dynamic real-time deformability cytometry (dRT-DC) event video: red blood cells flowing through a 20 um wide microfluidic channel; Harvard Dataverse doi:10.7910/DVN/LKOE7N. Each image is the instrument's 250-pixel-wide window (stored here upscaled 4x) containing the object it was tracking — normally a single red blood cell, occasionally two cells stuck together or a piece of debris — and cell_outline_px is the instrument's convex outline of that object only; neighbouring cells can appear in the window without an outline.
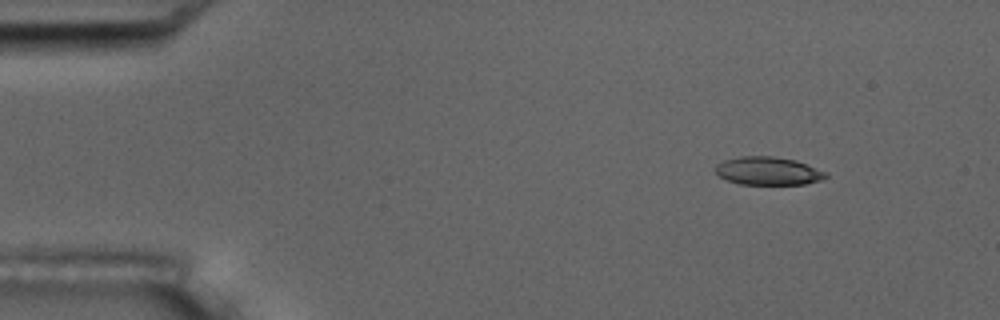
{"species": "common noctule bat (a hibernating species)", "species_latin": "Nyctalus noctula", "temperature_condition": "room temperature", "stored_images_in_passage": 3, "camera_frame_rate_fps": 3000, "um_per_image_px": 0.085, "animal": {"sex": "male", "body_mass_g": 17.5, "forearm_length_mm": 52.3}, "frame": {"image": 1, "passage_image": 1, "time_ms": 0.0, "image_size_px": [1000, 320], "cell_outline_px": [[828, 176], [820, 180], [804, 184], [740, 184], [728, 180], [720, 176], [716, 172], [716, 164], [724, 160], [740, 156], [772, 156], [796, 160], [828, 172]], "centroid_in_image_um": [65.31, 14.52], "position_along_channel_um": 19.7, "area_um2": 18.03}}